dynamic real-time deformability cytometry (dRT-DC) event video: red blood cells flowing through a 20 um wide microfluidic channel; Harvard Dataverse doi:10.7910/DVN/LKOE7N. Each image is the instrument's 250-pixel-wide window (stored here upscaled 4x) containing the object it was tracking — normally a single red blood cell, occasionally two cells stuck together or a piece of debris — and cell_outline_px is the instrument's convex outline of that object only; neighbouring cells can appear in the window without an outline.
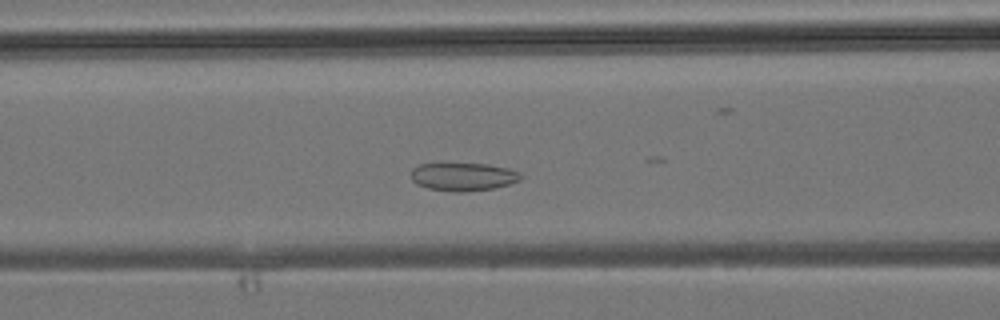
{"species": "common noctule bat (a hibernating species)", "species_latin": "Nyctalus noctula", "temperature_condition": "room temperature", "stored_images_in_passage": 39, "camera_frame_rate_fps": 3000, "um_per_image_px": 0.085, "animal": {"sex": "male", "body_mass_g": 19.2, "forearm_length_mm": 51.8}, "frame": {"image": 1, "passage_image": 12, "time_ms": 3.667, "image_size_px": [1000, 320], "cell_outline_px": [[524, 176], [520, 180], [508, 184], [492, 188], [464, 192], [452, 192], [428, 188], [416, 184], [412, 180], [412, 168], [420, 164], [488, 164], [508, 168], [520, 172]], "centroid_in_image_um": [39.39, 15.02], "position_along_channel_um": 127.2, "area_um2": 17.92}}
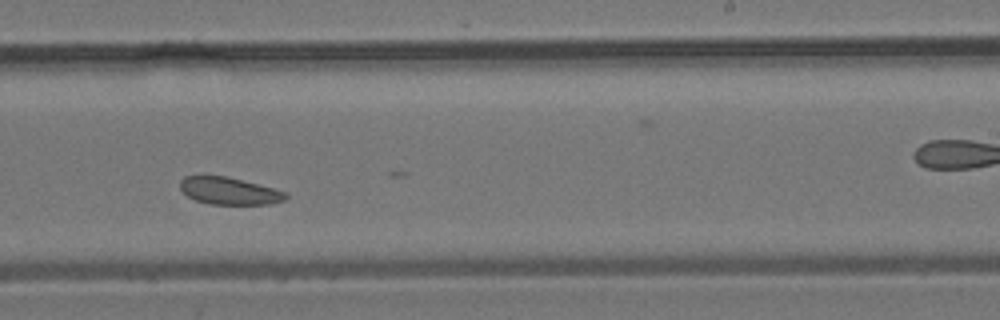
{"frame": {"image": 2, "passage_image": 21, "time_ms": 6.667, "image_size_px": [1000, 320], "cell_outline_px": [[288, 196], [284, 200], [268, 204], [208, 204], [196, 200], [188, 196], [180, 188], [180, 180], [184, 176], [224, 176], [272, 188], [284, 192]], "centroid_in_image_um": [19.44, 16.24], "position_along_channel_um": 269.6, "area_um2": 16.36}}
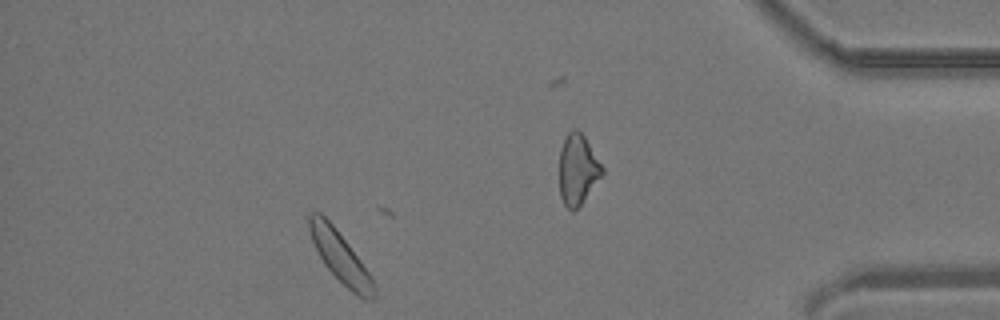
{"frame": {"image": 3, "passage_image": 33, "time_ms": 10.667, "image_size_px": [1000, 320], "cell_outline_px": [[376, 296], [372, 300], [364, 300], [352, 292], [324, 264], [312, 240], [308, 228], [308, 216], [312, 212], [320, 212], [332, 224], [348, 244], [372, 276], [376, 284]], "centroid_in_image_um": [28.96, 21.87], "position_along_channel_um": 406.2, "area_um2": 18.9}}